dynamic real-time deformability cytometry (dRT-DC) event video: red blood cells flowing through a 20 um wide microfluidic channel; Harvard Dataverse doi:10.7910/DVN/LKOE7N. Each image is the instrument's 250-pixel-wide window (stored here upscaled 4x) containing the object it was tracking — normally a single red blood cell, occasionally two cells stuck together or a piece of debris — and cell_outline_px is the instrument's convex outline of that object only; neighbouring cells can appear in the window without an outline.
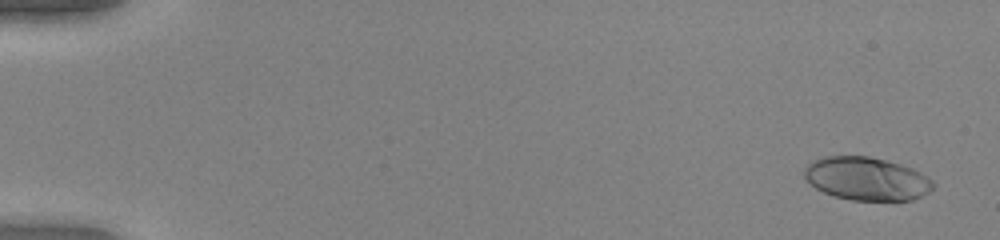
{"species": "human", "species_latin": "Homo sapiens", "temperature_condition": "warm", "stored_images_in_passage": 52, "camera_frame_rate_fps": 3000, "um_per_image_px": 0.085, "donor": {"sex": "female"}, "frame": {"image": 1, "passage_image": 3, "time_ms": 0.667, "image_size_px": [1000, 240], "cell_outline_px": [[936, 184], [928, 192], [912, 200], [852, 200], [836, 196], [824, 192], [816, 188], [804, 176], [804, 168], [808, 164], [824, 156], [868, 156], [900, 164], [912, 168], [920, 172], [932, 180]], "centroid_in_image_um": [73.67, 15.19], "position_along_channel_um": 11.3, "area_um2": 32.08}}
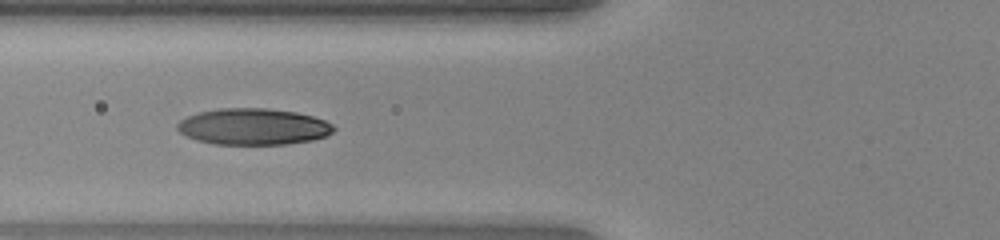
{"frame": {"image": 2, "passage_image": 22, "time_ms": 7.0, "image_size_px": [1000, 240], "cell_outline_px": [[336, 128], [328, 136], [312, 140], [284, 144], [216, 144], [196, 140], [180, 132], [176, 128], [176, 124], [180, 120], [188, 116], [200, 112], [220, 108], [268, 108], [296, 112], [312, 116], [324, 120], [332, 124]], "centroid_in_image_um": [21.54, 10.76], "position_along_channel_um": 104.3, "area_um2": 33.12}}
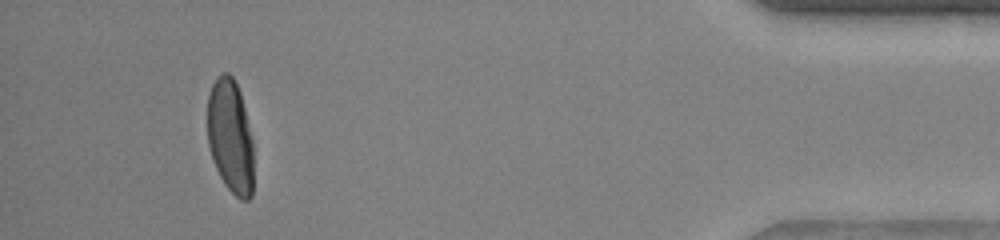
{"frame": {"image": 3, "passage_image": 49, "time_ms": 16.0, "image_size_px": [1000, 240], "cell_outline_px": [[252, 196], [248, 200], [240, 200], [224, 184], [212, 160], [208, 144], [208, 96], [212, 84], [216, 76], [220, 72], [228, 72], [232, 76], [240, 92], [252, 140]], "centroid_in_image_um": [19.56, 11.58], "position_along_channel_um": 415.6, "area_um2": 30.52}, "authors_computed_cell_mechanics": {"area_um2": 32.1657, "velocity_mm_per_s": 4.0911, "shape_relaxation_time_tau1_ms": 4.1201, "shape_relaxation_time_tau2_ms": null, "deformation_change_tau1": 0.2519, "deformation_change_tau2": null}}